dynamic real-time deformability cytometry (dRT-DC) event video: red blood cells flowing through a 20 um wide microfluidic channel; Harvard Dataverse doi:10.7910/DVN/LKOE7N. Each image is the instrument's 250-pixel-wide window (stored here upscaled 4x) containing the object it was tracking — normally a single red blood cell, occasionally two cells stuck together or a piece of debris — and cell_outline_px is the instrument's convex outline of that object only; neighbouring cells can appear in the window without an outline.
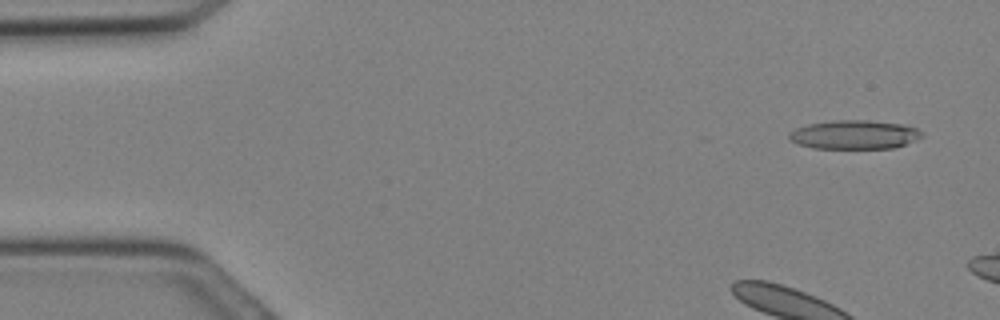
{"species": "Egyptian fruit bat (a non-hibernating species)", "species_latin": "Rousettus aegyptiacus", "temperature_condition": "cold", "stored_images_in_passage": 5, "camera_frame_rate_fps": 3000, "um_per_image_px": 0.085, "animal": {"sex": "female"}, "frame": {"image": 1, "passage_image": 2, "time_ms": 0.333, "image_size_px": [1000, 320], "cell_outline_px": [[924, 136], [916, 140], [892, 148], [812, 148], [796, 144], [788, 140], [788, 132], [796, 128], [808, 124], [832, 120], [864, 120], [900, 124], [916, 128], [924, 132]], "centroid_in_image_um": [72.57, 11.45], "position_along_channel_um": 12.4, "area_um2": 22.43}}